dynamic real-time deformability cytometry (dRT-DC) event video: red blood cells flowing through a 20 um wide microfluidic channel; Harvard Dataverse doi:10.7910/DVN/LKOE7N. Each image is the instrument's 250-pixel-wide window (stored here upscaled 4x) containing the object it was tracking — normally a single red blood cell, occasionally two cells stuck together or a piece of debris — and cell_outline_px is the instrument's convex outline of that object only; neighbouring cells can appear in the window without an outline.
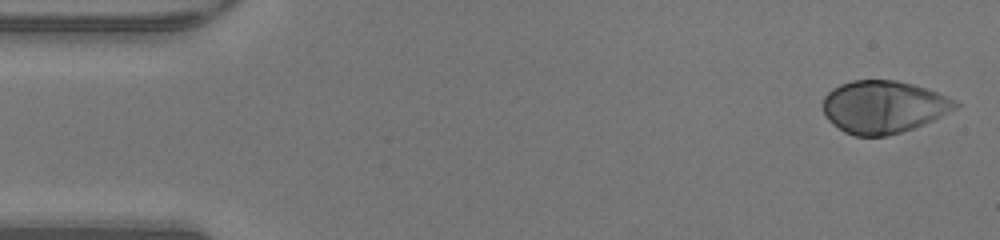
{"species": "human", "species_latin": "Homo sapiens", "temperature_condition": "warm", "stored_images_in_passage": 47, "camera_frame_rate_fps": 3000, "um_per_image_px": 0.085, "donor": {"sex": "male"}, "frame": {"image": 1, "passage_image": 1, "time_ms": 0.0, "image_size_px": [1000, 240], "cell_outline_px": [[960, 104], [956, 108], [932, 120], [912, 128], [900, 132], [884, 136], [856, 136], [844, 132], [832, 124], [828, 120], [824, 112], [824, 96], [832, 88], [840, 84], [852, 80], [896, 80], [928, 88], [956, 100]], "centroid_in_image_um": [75.08, 9.07], "position_along_channel_um": 9.9, "area_um2": 40.4}}
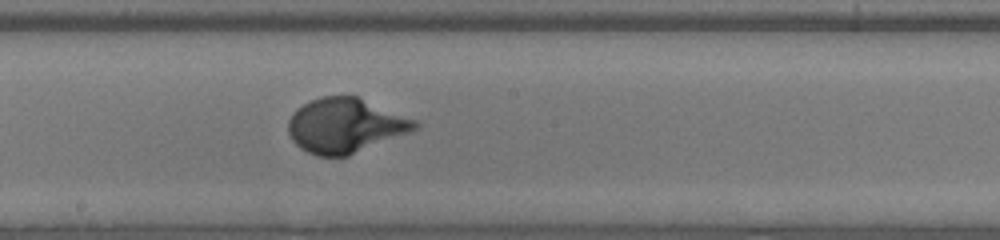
{"frame": {"image": 2, "passage_image": 25, "time_ms": 8.0, "image_size_px": [1000, 240], "cell_outline_px": [[420, 128], [412, 132], [348, 156], [316, 156], [300, 148], [292, 140], [288, 132], [288, 120], [292, 112], [296, 108], [320, 96], [356, 96], [420, 120]], "centroid_in_image_um": [29.4, 10.67], "position_along_channel_um": 218.8, "area_um2": 40.86}}
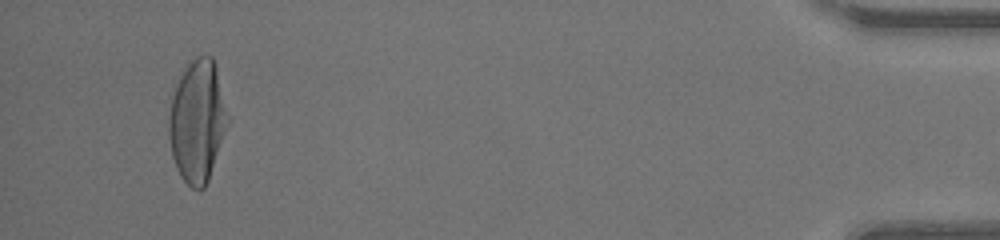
{"frame": {"image": 3, "passage_image": 45, "time_ms": 14.667, "image_size_px": [1000, 240], "cell_outline_px": [[228, 116], [208, 180], [204, 188], [200, 192], [192, 188], [180, 176], [176, 168], [172, 156], [168, 136], [168, 116], [172, 96], [176, 84], [180, 76], [188, 64], [196, 56], [212, 56], [216, 68]], "centroid_in_image_um": [16.72, 10.31], "position_along_channel_um": 418.5, "area_um2": 41.1}}